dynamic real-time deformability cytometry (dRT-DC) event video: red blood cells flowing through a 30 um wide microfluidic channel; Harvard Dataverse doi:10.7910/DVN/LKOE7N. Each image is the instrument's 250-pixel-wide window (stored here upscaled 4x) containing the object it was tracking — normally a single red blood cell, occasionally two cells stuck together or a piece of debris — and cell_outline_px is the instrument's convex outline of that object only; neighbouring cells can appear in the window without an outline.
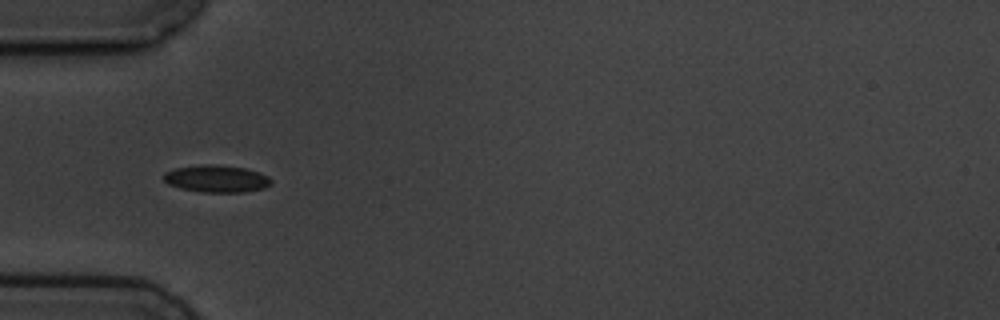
{"species": "common noctule bat (a hibernating species)", "species_latin": "Nyctalus noctula", "temperature_condition": "cold", "stored_images_in_passage": 11, "camera_frame_rate_fps": 3000, "um_per_image_px": 0.085, "animal": {"sex": "male", "body_mass_g": 19.5, "forearm_length_mm": 54.6}, "frame": {"image": 1, "passage_image": 1, "time_ms": 0.0, "image_size_px": [1000, 320], "cell_outline_px": [[272, 184], [264, 188], [244, 192], [200, 192], [180, 188], [168, 184], [164, 180], [164, 172], [176, 168], [200, 164], [212, 164], [244, 168], [260, 172], [268, 176], [272, 180]], "centroid_in_image_um": [18.41, 15.19], "position_along_channel_um": 66.6, "area_um2": 17.11}}
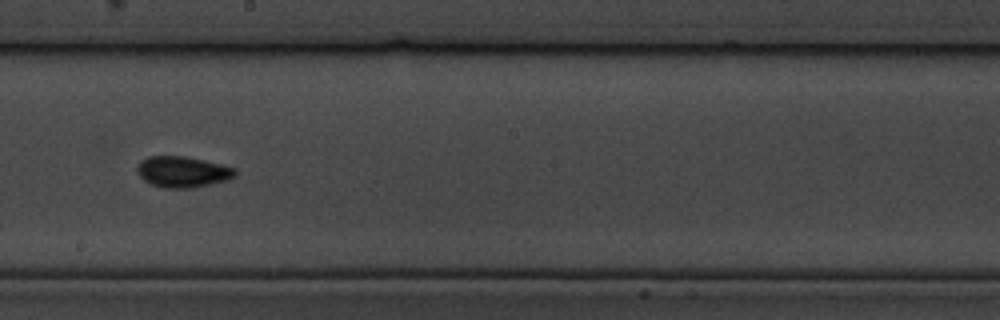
{"frame": {"image": 2, "passage_image": 5, "time_ms": 4.667, "image_size_px": [1000, 320], "cell_outline_px": [[236, 176], [228, 180], [192, 188], [164, 188], [152, 184], [144, 180], [136, 172], [136, 164], [140, 160], [148, 156], [184, 156], [220, 164], [236, 168]], "centroid_in_image_um": [15.5, 14.6], "position_along_channel_um": 232.7, "area_um2": 17.8}}
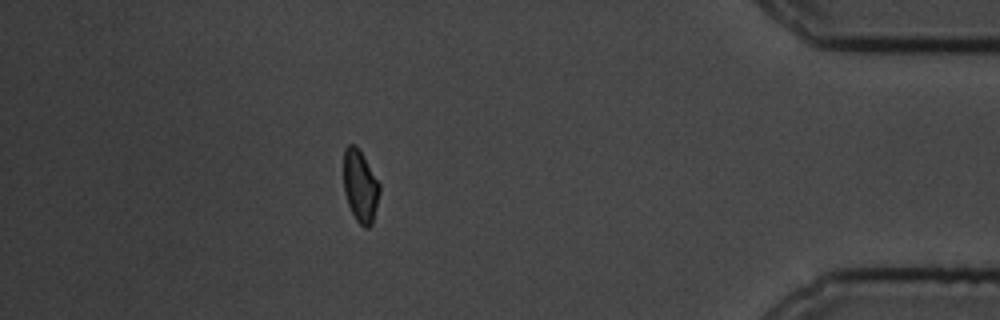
{"frame": {"image": 3, "passage_image": 10, "time_ms": 10.667, "image_size_px": [1000, 320], "cell_outline_px": [[380, 192], [372, 224], [368, 228], [364, 228], [356, 220], [348, 204], [344, 192], [344, 148], [348, 144], [356, 144], [360, 148], [380, 184]], "centroid_in_image_um": [30.62, 15.78], "position_along_channel_um": 404.6, "area_um2": 15.32}}